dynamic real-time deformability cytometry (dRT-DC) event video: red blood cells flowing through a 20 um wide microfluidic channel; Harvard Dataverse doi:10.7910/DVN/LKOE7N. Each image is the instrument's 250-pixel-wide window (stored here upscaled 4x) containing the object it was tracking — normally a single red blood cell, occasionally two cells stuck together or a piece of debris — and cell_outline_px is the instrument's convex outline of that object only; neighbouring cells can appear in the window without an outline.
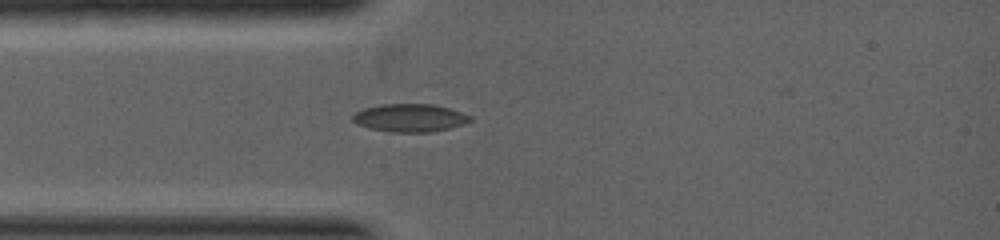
{"species": "common noctule bat (a hibernating species)", "species_latin": "Nyctalus noctula", "temperature_condition": "warm", "stored_images_in_passage": 1, "camera_frame_rate_fps": 5000, "um_per_image_px": 0.085, "animal": {"sex": "female", "body_mass_g": 19.0, "forearm_length_mm": 53.3}, "frame": {"image": 1, "passage_image": 1, "time_ms": 0.0, "image_size_px": [1000, 240], "cell_outline_px": [[472, 120], [464, 124], [432, 132], [392, 132], [372, 128], [360, 124], [352, 120], [352, 116], [356, 112], [364, 108], [380, 104], [436, 104], [472, 116]], "centroid_in_image_um": [34.87, 10.01], "position_along_channel_um": 50.1, "area_um2": 18.96}}